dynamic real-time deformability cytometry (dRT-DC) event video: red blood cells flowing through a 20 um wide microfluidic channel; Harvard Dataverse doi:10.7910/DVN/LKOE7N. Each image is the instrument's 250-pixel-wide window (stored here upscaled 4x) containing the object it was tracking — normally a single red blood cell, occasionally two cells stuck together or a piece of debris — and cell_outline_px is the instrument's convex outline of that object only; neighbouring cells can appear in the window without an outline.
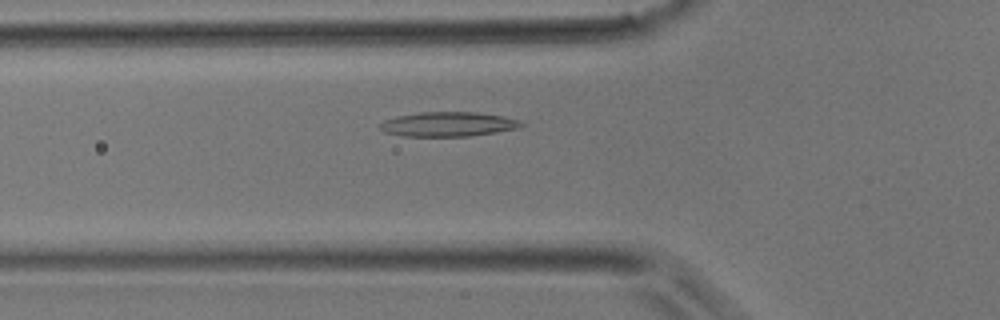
{"species": "common noctule bat (a hibernating species)", "species_latin": "Nyctalus noctula", "temperature_condition": "room temperature", "stored_images_in_passage": 30, "camera_frame_rate_fps": 3000, "um_per_image_px": 0.085, "animal": {"sex": "male", "body_mass_g": 17.9}, "frame": {"image": 1, "passage_image": 6, "time_ms": 1.667, "image_size_px": [1000, 320], "cell_outline_px": [[524, 124], [520, 128], [496, 132], [468, 136], [404, 136], [384, 132], [380, 128], [380, 124], [384, 120], [396, 116], [420, 112], [476, 112], [500, 116], [516, 120]], "centroid_in_image_um": [38.05, 10.56], "position_along_channel_um": 87.8, "area_um2": 20.0}}
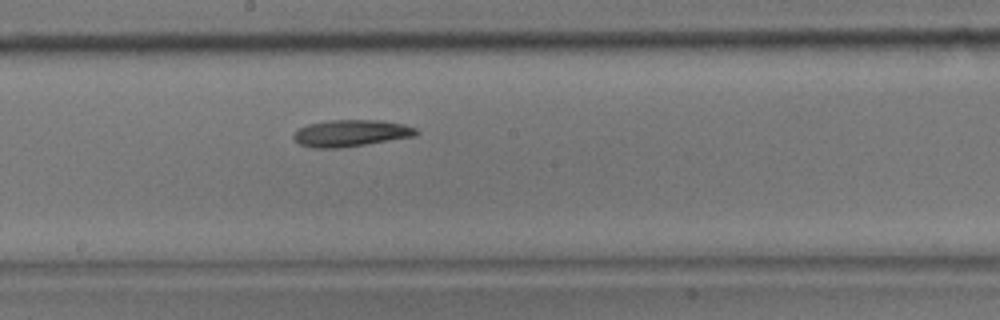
{"frame": {"image": 2, "passage_image": 14, "time_ms": 4.333, "image_size_px": [1000, 320], "cell_outline_px": [[420, 132], [416, 136], [340, 148], [312, 148], [300, 144], [292, 136], [300, 128], [308, 124], [328, 120], [380, 120], [404, 124], [416, 128]], "centroid_in_image_um": [29.86, 11.31], "position_along_channel_um": 218.3, "area_um2": 19.07}}
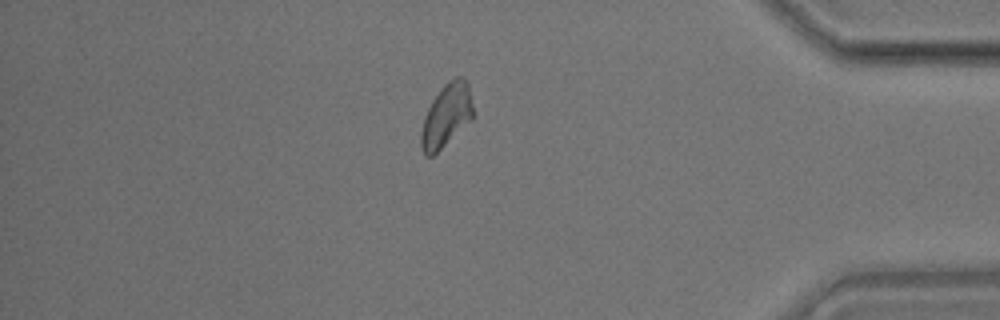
{"frame": {"image": 3, "passage_image": 27, "time_ms": 8.667, "image_size_px": [1000, 320], "cell_outline_px": [[472, 120], [432, 156], [424, 156], [420, 148], [420, 132], [424, 116], [432, 100], [444, 84], [448, 80], [456, 76], [460, 76], [468, 80], [472, 104]], "centroid_in_image_um": [37.92, 9.81], "position_along_channel_um": 397.3, "area_um2": 19.25}}